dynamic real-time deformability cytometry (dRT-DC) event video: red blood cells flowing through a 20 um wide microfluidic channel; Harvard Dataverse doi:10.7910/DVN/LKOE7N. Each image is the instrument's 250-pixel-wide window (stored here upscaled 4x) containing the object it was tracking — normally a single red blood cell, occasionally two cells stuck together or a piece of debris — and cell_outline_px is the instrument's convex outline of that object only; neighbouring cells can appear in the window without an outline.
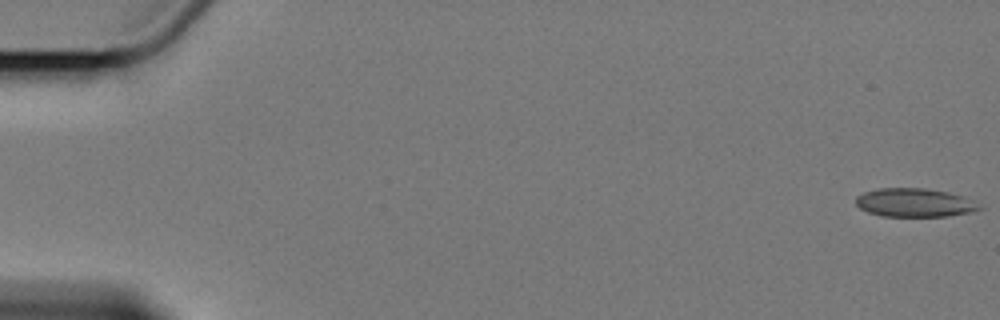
{"species": "Egyptian fruit bat (a non-hibernating species)", "species_latin": "Rousettus aegyptiacus", "temperature_condition": "cold", "stored_images_in_passage": 6, "camera_frame_rate_fps": 3000, "um_per_image_px": 0.085, "animal": {"sex": "female"}, "frame": {"image": 1, "passage_image": 1, "time_ms": 0.0, "image_size_px": [1000, 320], "cell_outline_px": [[984, 208], [968, 212], [948, 216], [880, 216], [868, 212], [860, 208], [856, 204], [856, 196], [864, 192], [876, 188], [924, 188], [948, 192], [964, 196], [972, 200]], "centroid_in_image_um": [77.72, 17.22], "position_along_channel_um": 7.3, "area_um2": 20.58}}
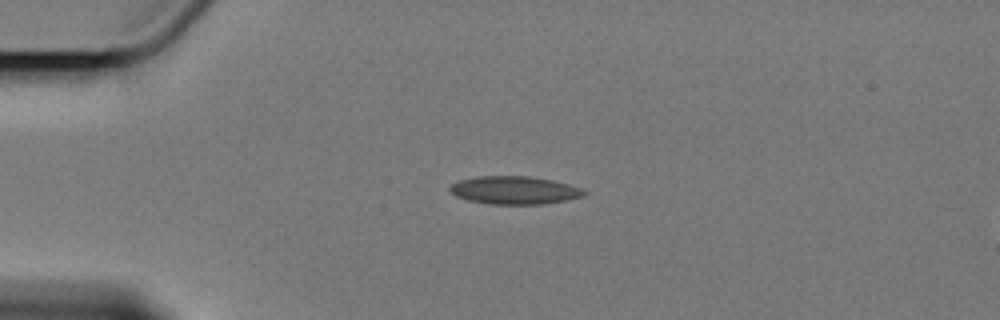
{"frame": {"image": 2, "passage_image": 4, "time_ms": 4.667, "image_size_px": [1000, 320], "cell_outline_px": [[588, 192], [584, 196], [564, 200], [540, 204], [488, 204], [468, 200], [456, 196], [448, 188], [452, 184], [460, 180], [476, 176], [528, 176], [552, 180], [568, 184], [580, 188]], "centroid_in_image_um": [43.71, 16.16], "position_along_channel_um": 41.3, "area_um2": 21.73}}
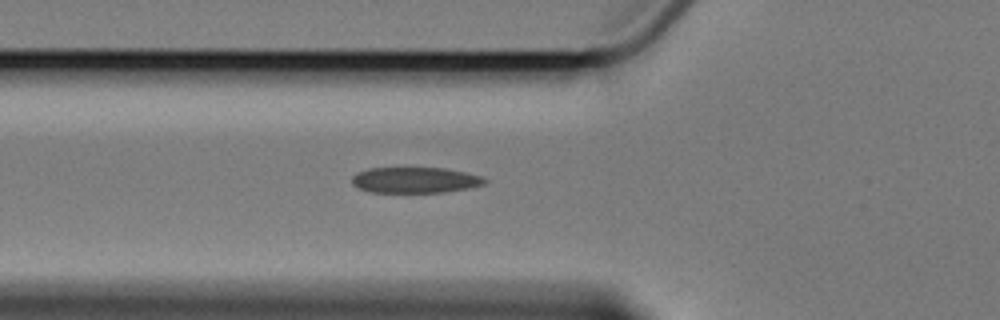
{"frame": {"image": 3, "passage_image": 6, "time_ms": 7.0, "image_size_px": [1000, 320], "cell_outline_px": [[488, 180], [484, 184], [472, 188], [444, 192], [372, 192], [360, 188], [352, 184], [352, 176], [356, 172], [368, 168], [444, 168], [464, 172], [480, 176]], "centroid_in_image_um": [35.28, 15.3], "position_along_channel_um": 90.5, "area_um2": 19.94}}